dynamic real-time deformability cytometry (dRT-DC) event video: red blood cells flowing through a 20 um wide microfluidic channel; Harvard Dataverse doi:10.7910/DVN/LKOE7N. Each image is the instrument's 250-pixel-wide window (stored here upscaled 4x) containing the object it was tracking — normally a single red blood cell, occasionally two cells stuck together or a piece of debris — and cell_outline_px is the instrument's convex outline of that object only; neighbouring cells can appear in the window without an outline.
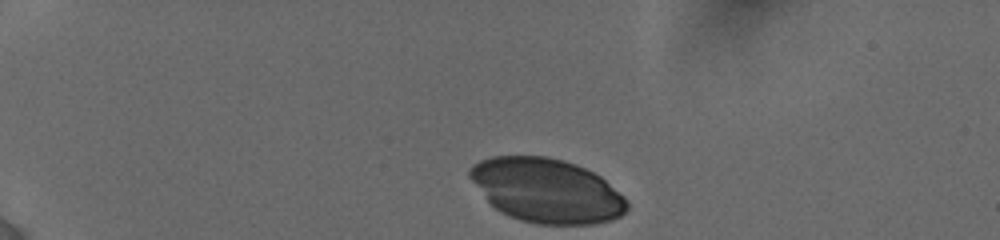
{"species": "human", "species_latin": "Homo sapiens", "temperature_condition": "cold", "stored_images_in_passage": 17, "camera_frame_rate_fps": 3000, "um_per_image_px": 0.085, "donor": {"sex": "female"}, "frame": {"image": 1, "passage_image": 1, "time_ms": 0.0, "image_size_px": [1000, 240], "cell_outline_px": [[628, 208], [620, 216], [612, 220], [592, 224], [536, 224], [520, 220], [508, 216], [500, 212], [488, 200], [468, 176], [468, 168], [472, 164], [480, 160], [492, 156], [548, 156], [564, 160], [576, 164], [600, 176], [624, 196], [628, 200]], "centroid_in_image_um": [46.46, 16.19], "position_along_channel_um": 38.5, "area_um2": 58.78}}